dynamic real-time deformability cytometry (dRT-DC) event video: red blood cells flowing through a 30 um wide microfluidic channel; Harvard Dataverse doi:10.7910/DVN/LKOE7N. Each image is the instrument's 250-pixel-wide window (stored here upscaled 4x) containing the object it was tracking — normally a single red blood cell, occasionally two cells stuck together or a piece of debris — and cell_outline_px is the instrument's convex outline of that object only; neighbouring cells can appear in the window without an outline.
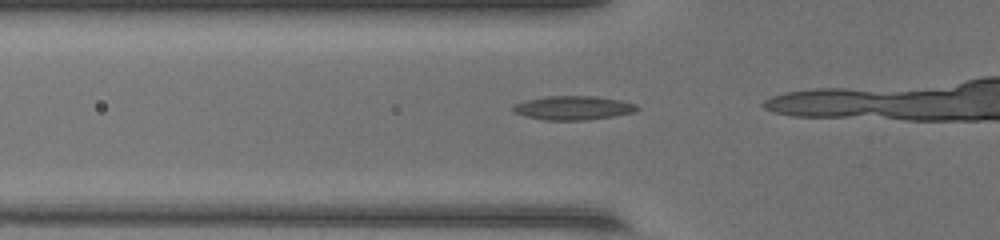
{"species": "common noctule bat (a hibernating species)", "species_latin": "Nyctalus noctula", "temperature_condition": "warm", "stored_images_in_passage": 16, "camera_frame_rate_fps": 3000, "um_per_image_px": 0.085, "animal": {"sex": "female", "body_mass_g": 17.0, "forearm_length_mm": 48.0}, "frame": {"image": 1, "passage_image": 12, "time_ms": 3.667, "image_size_px": [1000, 240], "cell_outline_px": [[640, 108], [632, 112], [612, 116], [588, 120], [544, 120], [524, 116], [512, 112], [512, 108], [516, 104], [528, 100], [548, 96], [596, 96], [620, 100], [636, 104]], "centroid_in_image_um": [48.71, 9.17], "position_along_channel_um": 77.1, "area_um2": 17.17}}
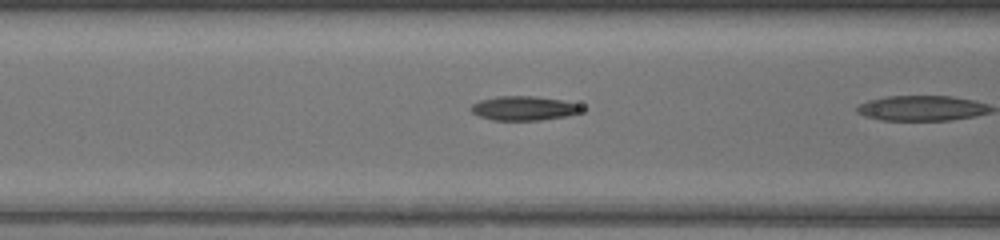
{"frame": {"image": 2, "passage_image": 15, "time_ms": 4.667, "image_size_px": [1000, 240], "cell_outline_px": [[584, 112], [568, 116], [540, 120], [492, 120], [480, 116], [472, 112], [472, 104], [480, 100], [496, 96], [536, 96], [560, 100], [580, 104], [584, 108]], "centroid_in_image_um": [44.59, 9.2], "position_along_channel_um": 122.0, "area_um2": 15.72}}